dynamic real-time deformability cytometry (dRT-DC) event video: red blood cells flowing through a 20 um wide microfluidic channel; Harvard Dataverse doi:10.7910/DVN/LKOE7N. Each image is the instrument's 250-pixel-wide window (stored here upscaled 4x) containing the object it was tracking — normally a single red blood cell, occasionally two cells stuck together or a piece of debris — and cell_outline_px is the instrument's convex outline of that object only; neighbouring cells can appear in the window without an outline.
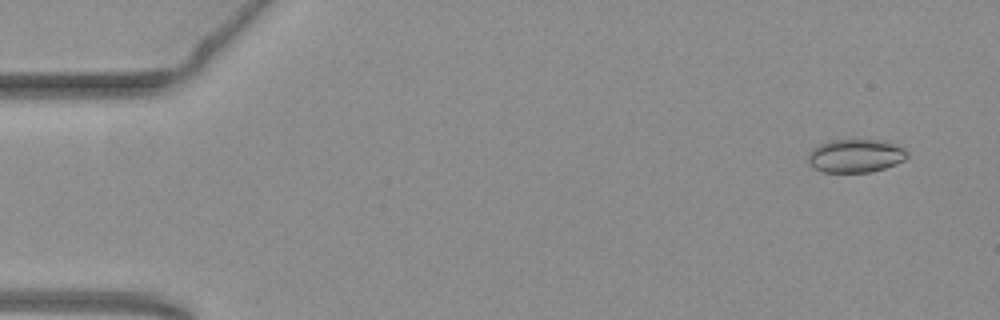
{"species": "common noctule bat (a hibernating species)", "species_latin": "Nyctalus noctula", "temperature_condition": "warm", "stored_images_in_passage": 55, "camera_frame_rate_fps": 3000, "um_per_image_px": 0.085, "animal": {"sex": "female", "body_mass_g": 19.3, "forearm_length_mm": 54.1}, "frame": {"image": 1, "passage_image": 4, "time_ms": 1.0, "image_size_px": [1000, 320], "cell_outline_px": [[908, 156], [904, 160], [896, 164], [872, 172], [824, 172], [812, 168], [808, 164], [808, 152], [812, 148], [820, 144], [832, 140], [852, 136], [884, 140], [904, 148], [908, 152]], "centroid_in_image_um": [72.71, 13.19], "position_along_channel_um": 12.3, "area_um2": 20.17}}
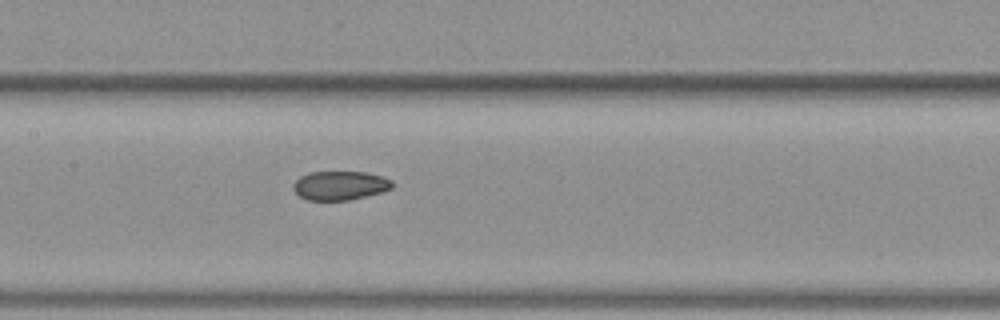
{"frame": {"image": 2, "passage_image": 27, "time_ms": 8.667, "image_size_px": [1000, 320], "cell_outline_px": [[392, 188], [384, 192], [348, 200], [308, 200], [300, 196], [292, 188], [292, 184], [300, 176], [312, 172], [364, 172], [384, 176], [392, 180]], "centroid_in_image_um": [28.92, 15.77], "position_along_channel_um": 178.5, "area_um2": 16.76}}
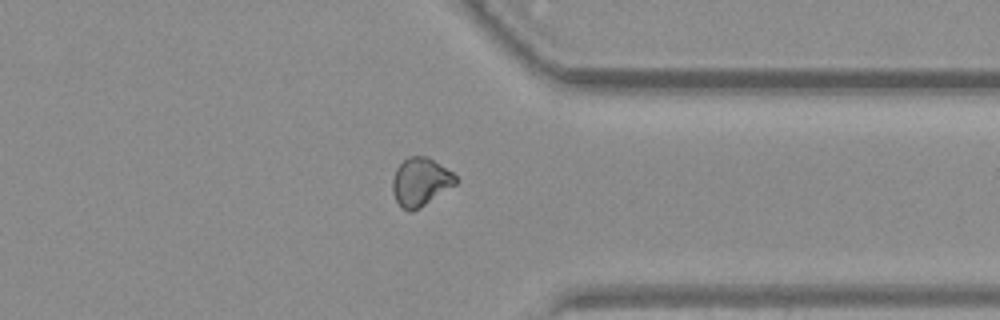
{"frame": {"image": 3, "passage_image": 43, "time_ms": 14.0, "image_size_px": [1000, 320], "cell_outline_px": [[460, 180], [456, 184], [420, 208], [412, 212], [408, 212], [400, 208], [392, 192], [392, 180], [396, 168], [408, 156], [428, 156], [452, 172]], "centroid_in_image_um": [35.73, 15.48], "position_along_channel_um": 375.7, "area_um2": 17.98}, "authors_computed_cell_mechanics": {"area_um2": 17.918, "velocity_mm_per_s": 3.7891, "shape_relaxation_time_tau1_ms": null, "shape_relaxation_time_tau2_ms": 4.2738, "deformation_change_tau1": null, "deformation_change_tau2": 0.0725}}